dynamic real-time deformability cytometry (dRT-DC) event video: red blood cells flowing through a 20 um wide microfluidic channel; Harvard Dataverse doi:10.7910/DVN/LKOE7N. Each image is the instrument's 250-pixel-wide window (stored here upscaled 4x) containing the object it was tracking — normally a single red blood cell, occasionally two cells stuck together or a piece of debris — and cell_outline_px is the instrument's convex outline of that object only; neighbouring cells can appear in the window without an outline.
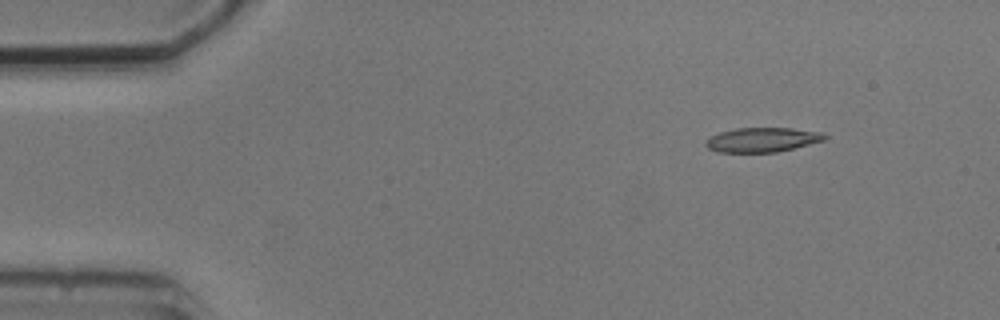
{"species": "common noctule bat (a hibernating species)", "species_latin": "Nyctalus noctula", "temperature_condition": "cold", "stored_images_in_passage": 6, "camera_frame_rate_fps": 3000, "um_per_image_px": 0.085, "animal": {"sex": "male", "body_mass_g": 20.5, "forearm_length_mm": 52.5}, "frame": {"image": 1, "passage_image": 2, "time_ms": 1.0, "image_size_px": [1000, 320], "cell_outline_px": [[828, 136], [824, 140], [776, 152], [716, 152], [708, 148], [704, 144], [704, 140], [720, 132], [736, 128], [792, 128], [824, 132]], "centroid_in_image_um": [64.78, 11.87], "position_along_channel_um": 20.2, "area_um2": 16.94}}
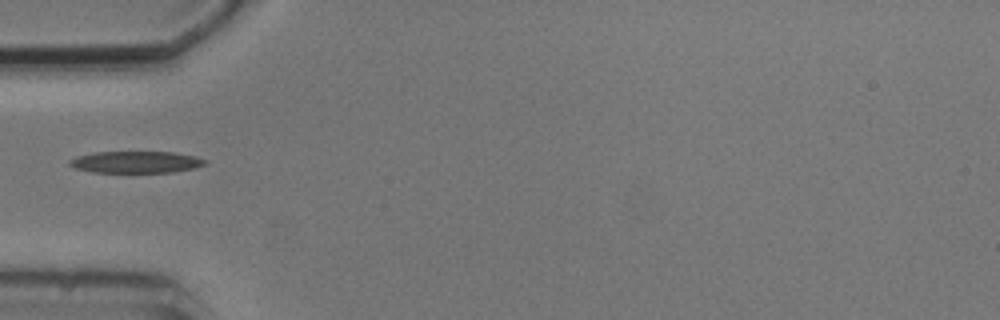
{"frame": {"image": 2, "passage_image": 5, "time_ms": 4.667, "image_size_px": [1000, 320], "cell_outline_px": [[208, 164], [196, 168], [172, 172], [92, 172], [76, 168], [68, 164], [68, 160], [76, 156], [96, 152], [172, 152], [196, 156], [208, 160]], "centroid_in_image_um": [11.6, 13.77], "position_along_channel_um": 73.4, "area_um2": 17.28}}
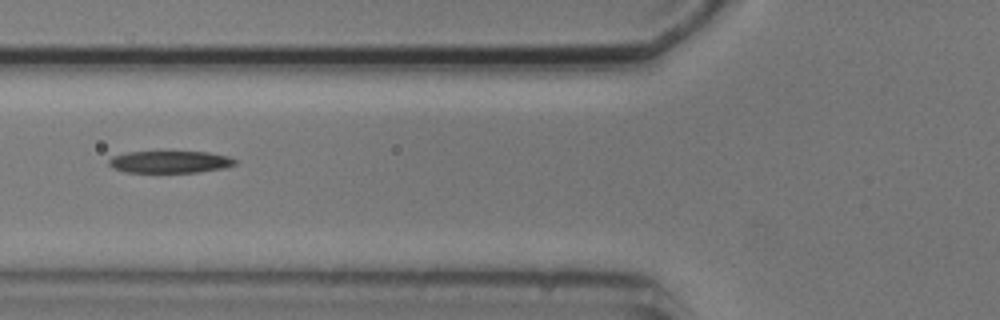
{"frame": {"image": 3, "passage_image": 6, "time_ms": 5.667, "image_size_px": [1000, 320], "cell_outline_px": [[236, 164], [224, 168], [196, 172], [124, 172], [112, 168], [108, 164], [108, 160], [112, 156], [128, 152], [208, 152], [228, 156], [236, 160]], "centroid_in_image_um": [14.41, 13.76], "position_along_channel_um": 111.4, "area_um2": 16.18}}